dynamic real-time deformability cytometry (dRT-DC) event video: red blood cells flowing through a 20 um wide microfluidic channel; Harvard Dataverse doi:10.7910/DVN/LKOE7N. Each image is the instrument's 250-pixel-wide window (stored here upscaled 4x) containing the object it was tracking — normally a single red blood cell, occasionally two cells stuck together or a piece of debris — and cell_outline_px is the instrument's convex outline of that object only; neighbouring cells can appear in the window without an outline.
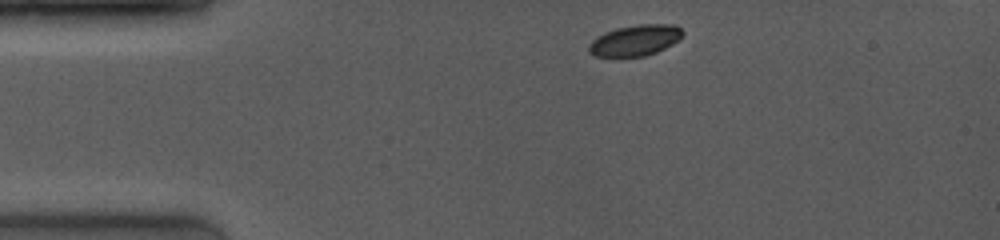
{"species": "common noctule bat (a hibernating species)", "species_latin": "Nyctalus noctula", "temperature_condition": "room temperature", "stored_images_in_passage": 14, "camera_frame_rate_fps": 4000, "um_per_image_px": 0.085, "animal": {"sex": "female", "body_mass_g": 19.0, "forearm_length_mm": 53.3}, "frame": {"image": 1, "passage_image": 1, "time_ms": 0.0, "image_size_px": [1000, 240], "cell_outline_px": [[684, 32], [680, 40], [656, 52], [644, 56], [592, 56], [588, 52], [588, 44], [596, 36], [604, 32], [616, 28], [636, 24], [672, 24], [680, 28]], "centroid_in_image_um": [53.96, 3.42], "position_along_channel_um": 31.0, "area_um2": 17.05}}
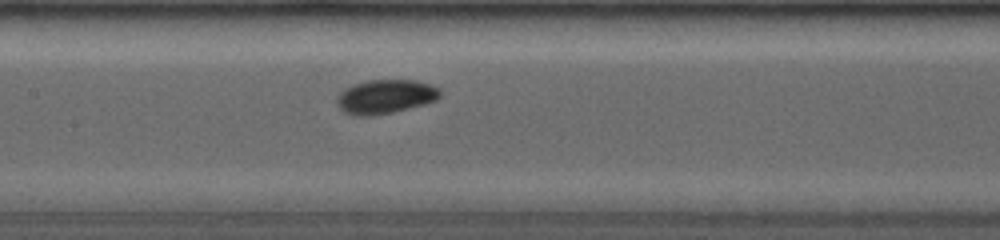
{"frame": {"image": 2, "passage_image": 9, "time_ms": 4.75, "image_size_px": [1000, 240], "cell_outline_px": [[440, 96], [436, 100], [424, 104], [392, 112], [368, 116], [352, 116], [344, 112], [336, 104], [336, 96], [344, 88], [352, 84], [368, 80], [416, 80], [432, 84], [440, 88]], "centroid_in_image_um": [32.73, 8.2], "position_along_channel_um": 174.7, "area_um2": 20.69}}
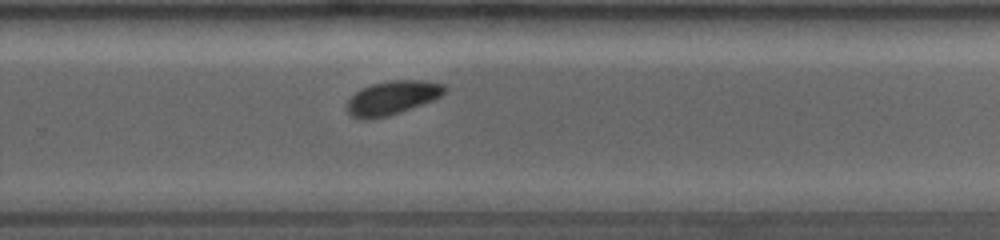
{"frame": {"image": 3, "passage_image": 14, "time_ms": 7.75, "image_size_px": [1000, 240], "cell_outline_px": [[448, 88], [440, 96], [432, 100], [400, 112], [388, 116], [368, 120], [360, 120], [352, 116], [344, 108], [344, 104], [356, 92], [372, 84], [388, 80], [428, 80], [444, 84]], "centroid_in_image_um": [33.31, 8.31], "position_along_channel_um": 296.5, "area_um2": 19.42}}